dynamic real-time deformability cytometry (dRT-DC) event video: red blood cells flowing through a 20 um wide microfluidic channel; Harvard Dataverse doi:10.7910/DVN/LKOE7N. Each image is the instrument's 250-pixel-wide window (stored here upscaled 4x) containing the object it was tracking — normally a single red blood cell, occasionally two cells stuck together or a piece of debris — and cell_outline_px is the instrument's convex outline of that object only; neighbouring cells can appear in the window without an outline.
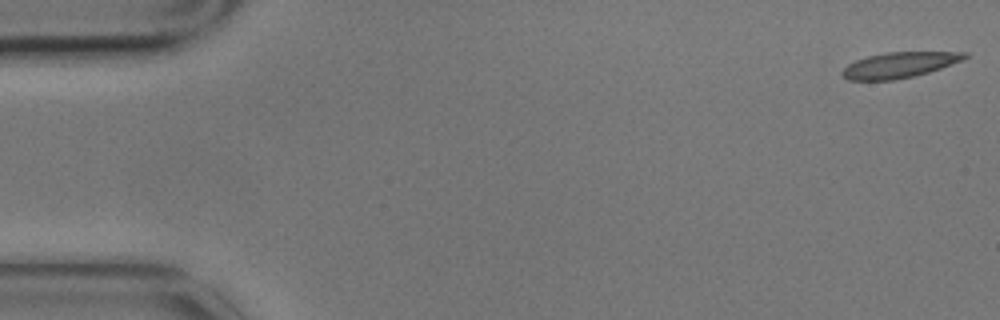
{"species": "common noctule bat (a hibernating species)", "species_latin": "Nyctalus noctula", "temperature_condition": "cold", "stored_images_in_passage": 15, "camera_frame_rate_fps": 3000, "um_per_image_px": 0.085, "animal": {"sex": "male", "body_mass_g": 17.9}, "frame": {"image": 1, "passage_image": 1, "time_ms": 0.0, "image_size_px": [1000, 320], "cell_outline_px": [[968, 56], [964, 60], [928, 72], [912, 76], [892, 80], [848, 80], [840, 72], [848, 64], [856, 60], [868, 56], [884, 52], [968, 52]], "centroid_in_image_um": [76.44, 5.51], "position_along_channel_um": 8.6, "area_um2": 18.15}}
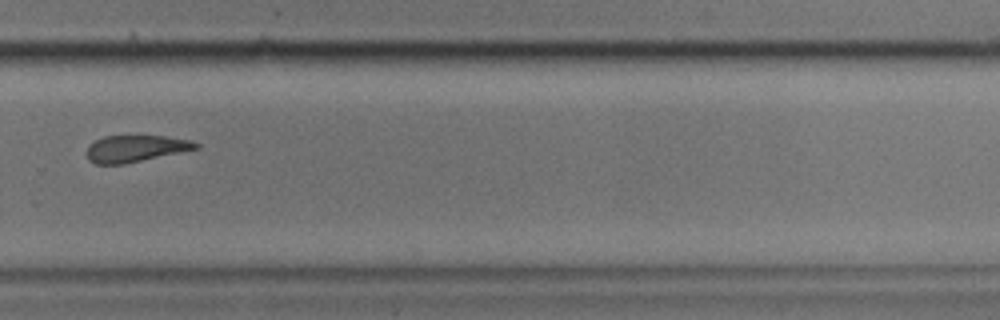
{"frame": {"image": 2, "passage_image": 11, "time_ms": 3.333, "image_size_px": [1000, 320], "cell_outline_px": [[200, 148], [120, 164], [96, 164], [88, 160], [88, 144], [104, 136], [164, 136], [192, 140], [200, 144]], "centroid_in_image_um": [11.53, 12.61], "position_along_channel_um": 318.3, "area_um2": 16.7}}
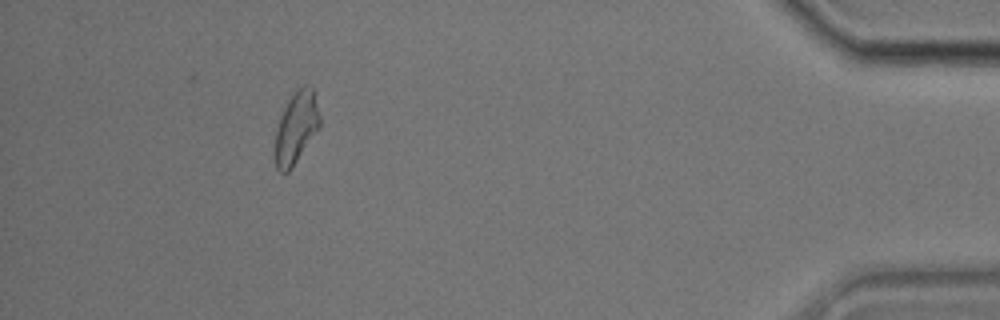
{"frame": {"image": 3, "passage_image": 14, "time_ms": 4.333, "image_size_px": [1000, 320], "cell_outline_px": [[320, 124], [292, 168], [288, 172], [280, 172], [276, 168], [276, 128], [280, 116], [288, 100], [296, 88], [304, 84], [308, 84], [316, 92], [320, 116]], "centroid_in_image_um": [25.19, 10.77], "position_along_channel_um": 410.0, "area_um2": 18.61}}